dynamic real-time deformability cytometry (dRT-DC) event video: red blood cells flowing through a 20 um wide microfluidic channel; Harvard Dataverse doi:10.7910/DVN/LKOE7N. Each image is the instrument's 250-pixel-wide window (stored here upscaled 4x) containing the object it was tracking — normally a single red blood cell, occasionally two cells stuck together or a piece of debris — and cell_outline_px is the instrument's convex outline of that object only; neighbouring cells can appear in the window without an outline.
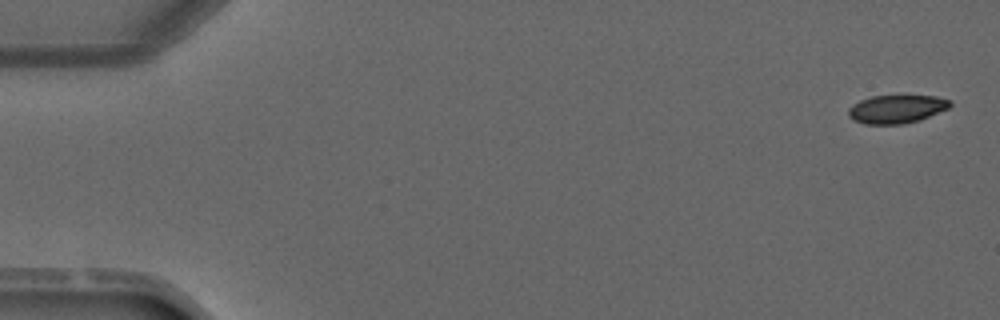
{"species": "common noctule bat (a hibernating species)", "species_latin": "Nyctalus noctula", "temperature_condition": "warm", "stored_images_in_passage": 5, "camera_frame_rate_fps": 3000, "um_per_image_px": 0.085, "animal": {"sex": "male", "forearm_length_mm": 52.5}, "frame": {"image": 1, "passage_image": 1, "time_ms": 0.0, "image_size_px": [1000, 320], "cell_outline_px": [[952, 104], [948, 108], [920, 120], [904, 124], [864, 124], [852, 120], [848, 116], [848, 108], [852, 104], [860, 100], [872, 96], [936, 96], [952, 100]], "centroid_in_image_um": [76.19, 9.27], "position_along_channel_um": 8.8, "area_um2": 16.88}}
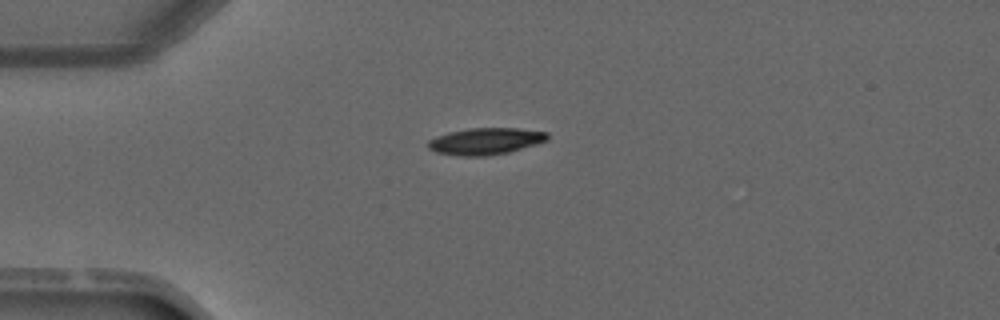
{"frame": {"image": 2, "passage_image": 5, "time_ms": 5.667, "image_size_px": [1000, 320], "cell_outline_px": [[548, 140], [536, 144], [508, 152], [484, 156], [456, 156], [436, 152], [428, 148], [428, 140], [436, 136], [448, 132], [468, 128], [516, 128], [548, 132]], "centroid_in_image_um": [41.24, 12.0], "position_along_channel_um": 43.8, "area_um2": 18.61}}